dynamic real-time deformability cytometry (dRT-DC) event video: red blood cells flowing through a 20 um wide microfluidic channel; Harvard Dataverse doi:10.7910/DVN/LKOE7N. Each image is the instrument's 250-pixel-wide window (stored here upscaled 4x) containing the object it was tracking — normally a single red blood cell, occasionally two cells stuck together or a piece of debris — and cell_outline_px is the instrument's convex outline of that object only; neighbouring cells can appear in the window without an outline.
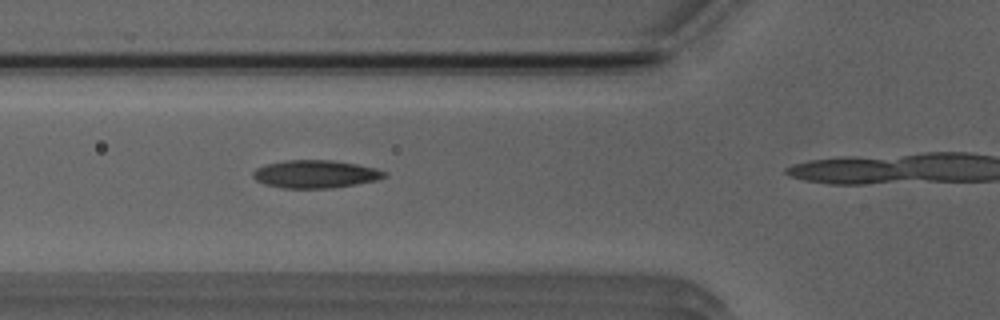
{"species": "Egyptian fruit bat (a non-hibernating species)", "species_latin": "Rousettus aegyptiacus", "temperature_condition": "room temperature", "stored_images_in_passage": 8, "camera_frame_rate_fps": 3000, "um_per_image_px": 0.085, "animal": {"sex": "male"}, "frame": {"image": 1, "passage_image": 4, "time_ms": 1.0, "image_size_px": [1000, 320], "cell_outline_px": [[388, 176], [376, 180], [356, 184], [332, 188], [284, 188], [264, 184], [256, 180], [252, 176], [252, 172], [256, 168], [268, 164], [284, 160], [332, 160], [356, 164], [376, 168], [388, 172]], "centroid_in_image_um": [26.82, 14.79], "position_along_channel_um": 99.0, "area_um2": 21.39}}